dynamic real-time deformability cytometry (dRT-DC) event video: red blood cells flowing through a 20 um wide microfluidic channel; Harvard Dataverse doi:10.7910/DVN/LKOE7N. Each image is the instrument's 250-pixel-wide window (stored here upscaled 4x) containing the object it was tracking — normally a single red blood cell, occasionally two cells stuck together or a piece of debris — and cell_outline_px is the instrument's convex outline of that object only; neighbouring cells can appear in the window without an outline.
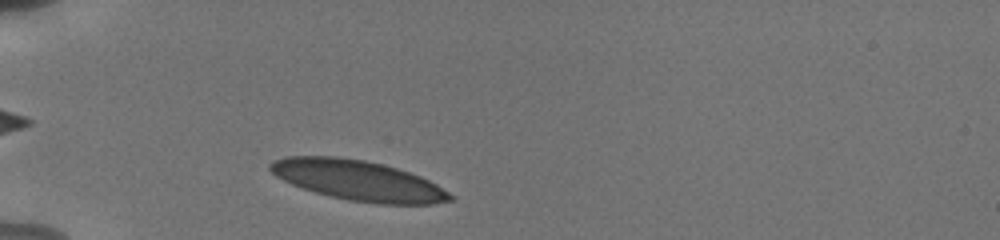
{"species": "human", "species_latin": "Homo sapiens", "temperature_condition": "cold", "stored_images_in_passage": 34, "camera_frame_rate_fps": 3000, "um_per_image_px": 0.085, "donor": {"sex": "male"}, "frame": {"image": 1, "passage_image": 1, "time_ms": 0.0, "image_size_px": [1000, 240], "cell_outline_px": [[456, 200], [432, 204], [376, 204], [348, 200], [316, 192], [292, 184], [276, 176], [268, 168], [268, 164], [272, 160], [284, 156], [336, 156], [364, 160], [396, 168], [420, 176], [436, 184], [456, 196]], "centroid_in_image_um": [30.46, 15.34], "position_along_channel_um": 54.5, "area_um2": 42.14}}
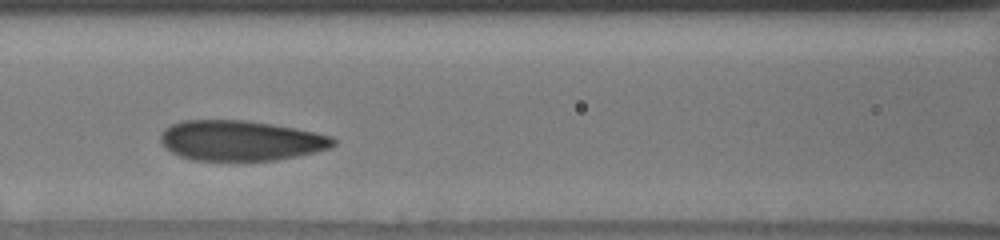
{"frame": {"image": 2, "passage_image": 10, "time_ms": 3.0, "image_size_px": [1000, 240], "cell_outline_px": [[336, 144], [332, 148], [316, 152], [276, 160], [192, 160], [180, 156], [172, 152], [160, 140], [160, 132], [164, 128], [172, 124], [184, 120], [244, 120], [272, 124], [296, 128], [316, 132], [332, 136], [336, 140]], "centroid_in_image_um": [20.49, 11.94], "position_along_channel_um": 146.1, "area_um2": 40.58}}
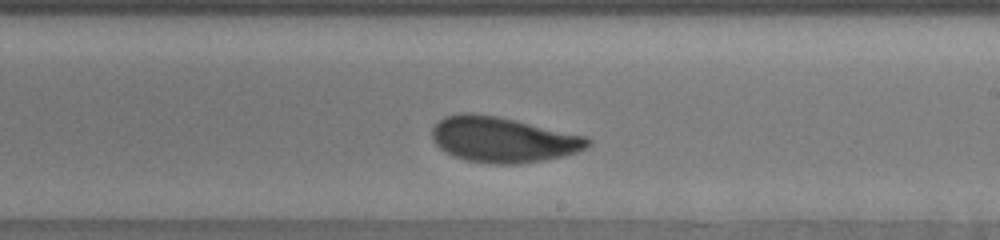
{"frame": {"image": 3, "passage_image": 18, "time_ms": 5.667, "image_size_px": [1000, 240], "cell_outline_px": [[592, 144], [576, 152], [564, 156], [544, 160], [520, 164], [488, 164], [468, 160], [452, 156], [444, 152], [432, 140], [432, 128], [444, 116], [464, 112], [472, 112], [496, 116], [588, 136], [592, 140]], "centroid_in_image_um": [42.75, 11.87], "position_along_channel_um": 246.3, "area_um2": 41.5}, "authors_computed_cell_mechanics": {"area_um2": 40.9802, "velocity_mm_per_s": 3.7715, "shape_relaxation_time_tau1_ms": 4.3099, "shape_relaxation_time_tau2_ms": 1.0149, "deformation_change_tau1": 0.1543, "deformation_change_tau2": 0.0769}}